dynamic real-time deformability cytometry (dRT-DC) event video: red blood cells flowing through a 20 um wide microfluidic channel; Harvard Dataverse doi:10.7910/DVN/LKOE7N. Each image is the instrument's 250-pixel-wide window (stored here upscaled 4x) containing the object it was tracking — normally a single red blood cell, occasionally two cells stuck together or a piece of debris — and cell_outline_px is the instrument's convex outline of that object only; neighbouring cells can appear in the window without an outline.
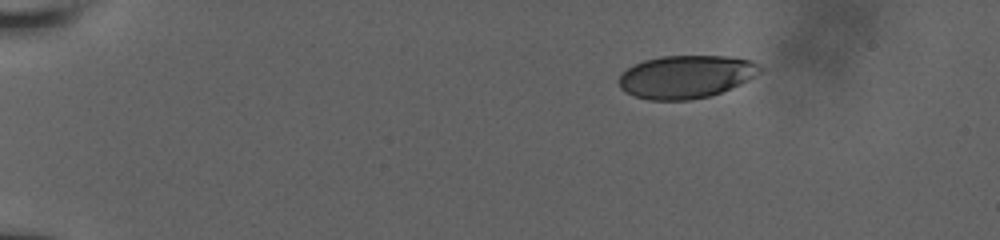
{"species": "human", "species_latin": "Homo sapiens", "temperature_condition": "room temperature", "stored_images_in_passage": 5, "camera_frame_rate_fps": 3000, "um_per_image_px": 0.085, "donor": {"sex": "male"}, "frame": {"image": 1, "passage_image": 1, "time_ms": 0.0, "image_size_px": [1000, 240], "cell_outline_px": [[764, 68], [760, 72], [748, 80], [740, 84], [720, 92], [708, 96], [688, 100], [648, 100], [636, 96], [620, 88], [620, 76], [628, 68], [644, 60], [660, 56], [732, 56], [752, 60], [760, 64]], "centroid_in_image_um": [58.36, 6.5], "position_along_channel_um": 26.6, "area_um2": 35.14}}
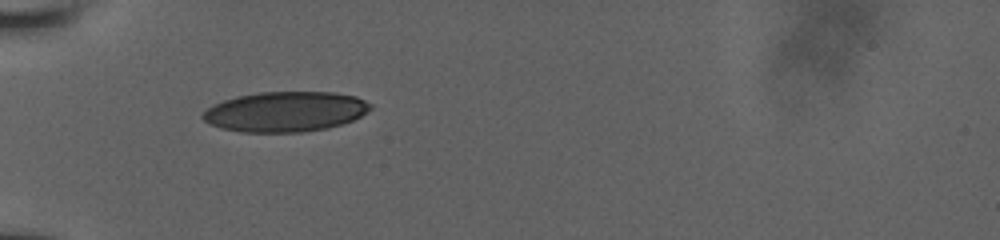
{"frame": {"image": 2, "passage_image": 4, "time_ms": 3.333, "image_size_px": [1000, 240], "cell_outline_px": [[372, 108], [360, 116], [352, 120], [328, 128], [300, 132], [240, 132], [220, 128], [208, 124], [200, 116], [208, 108], [224, 100], [236, 96], [260, 92], [336, 92], [356, 96], [372, 104]], "centroid_in_image_um": [24.25, 9.49], "position_along_channel_um": 60.8, "area_um2": 39.25}}